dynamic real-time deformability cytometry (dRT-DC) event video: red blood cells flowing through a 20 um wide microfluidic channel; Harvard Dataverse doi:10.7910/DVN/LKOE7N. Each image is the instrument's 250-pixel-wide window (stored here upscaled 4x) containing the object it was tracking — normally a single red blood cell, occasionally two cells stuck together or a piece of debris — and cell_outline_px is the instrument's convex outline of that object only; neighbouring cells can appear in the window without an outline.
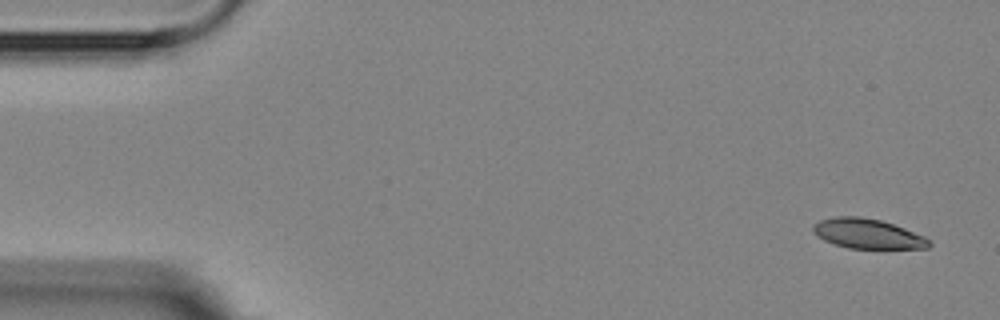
{"species": "Egyptian fruit bat (a non-hibernating species)", "species_latin": "Rousettus aegyptiacus", "temperature_condition": "room temperature", "stored_images_in_passage": 4, "camera_frame_rate_fps": 3000, "um_per_image_px": 0.085, "animal": {"sex": "female"}, "frame": {"image": 1, "passage_image": 1, "time_ms": 0.0, "image_size_px": [1000, 320], "cell_outline_px": [[932, 244], [928, 248], [848, 248], [824, 240], [816, 236], [812, 232], [812, 224], [820, 220], [836, 216], [860, 216], [880, 220], [904, 228], [924, 236]], "centroid_in_image_um": [73.7, 19.85], "position_along_channel_um": 11.3, "area_um2": 20.06}}